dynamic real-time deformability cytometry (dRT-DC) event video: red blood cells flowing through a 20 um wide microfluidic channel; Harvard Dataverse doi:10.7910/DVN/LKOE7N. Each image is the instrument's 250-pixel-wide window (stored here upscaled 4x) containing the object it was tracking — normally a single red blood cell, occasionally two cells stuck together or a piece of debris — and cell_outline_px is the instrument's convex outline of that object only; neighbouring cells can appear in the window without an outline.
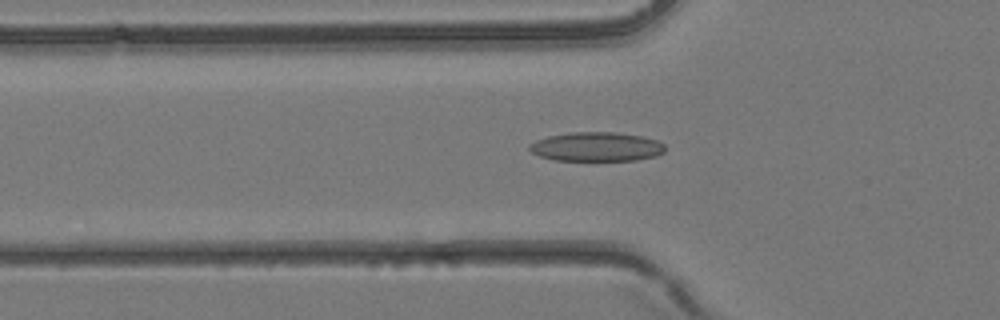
{"species": "common noctule bat (a hibernating species)", "species_latin": "Nyctalus noctula", "temperature_condition": "room temperature", "stored_images_in_passage": 34, "camera_frame_rate_fps": 3000, "um_per_image_px": 0.085, "animal": {"sex": "female", "body_mass_g": 24.6, "forearm_length_mm": 56.2}, "frame": {"image": 1, "passage_image": 8, "time_ms": 2.333, "image_size_px": [1000, 320], "cell_outline_px": [[664, 152], [656, 156], [636, 160], [556, 160], [540, 156], [532, 152], [528, 148], [528, 144], [536, 140], [548, 136], [572, 132], [616, 132], [644, 136], [656, 140], [664, 144]], "centroid_in_image_um": [50.71, 12.46], "position_along_channel_um": 75.1, "area_um2": 23.06}}
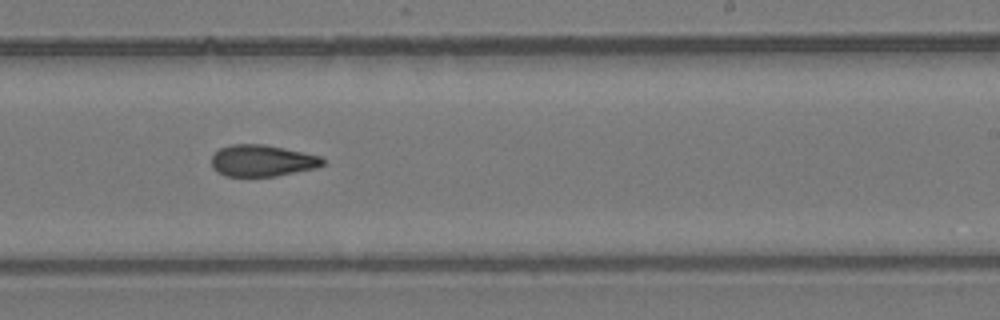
{"frame": {"image": 2, "passage_image": 19, "time_ms": 6.0, "image_size_px": [1000, 320], "cell_outline_px": [[324, 164], [320, 168], [276, 176], [224, 176], [216, 172], [212, 168], [212, 156], [220, 148], [232, 144], [264, 144], [284, 148], [320, 156], [324, 160]], "centroid_in_image_um": [22.3, 13.67], "position_along_channel_um": 266.7, "area_um2": 20.63}}
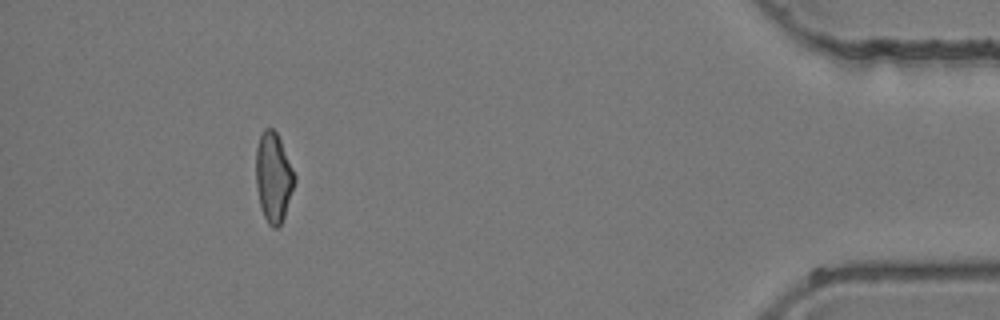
{"frame": {"image": 3, "passage_image": 31, "time_ms": 10.0, "image_size_px": [1000, 320], "cell_outline_px": [[296, 180], [284, 216], [280, 224], [276, 228], [272, 228], [268, 224], [264, 216], [260, 204], [256, 184], [256, 148], [260, 136], [264, 128], [272, 128], [276, 132], [280, 140], [296, 176]], "centroid_in_image_um": [23.24, 15.07], "position_along_channel_um": 412.0, "area_um2": 19.94}}